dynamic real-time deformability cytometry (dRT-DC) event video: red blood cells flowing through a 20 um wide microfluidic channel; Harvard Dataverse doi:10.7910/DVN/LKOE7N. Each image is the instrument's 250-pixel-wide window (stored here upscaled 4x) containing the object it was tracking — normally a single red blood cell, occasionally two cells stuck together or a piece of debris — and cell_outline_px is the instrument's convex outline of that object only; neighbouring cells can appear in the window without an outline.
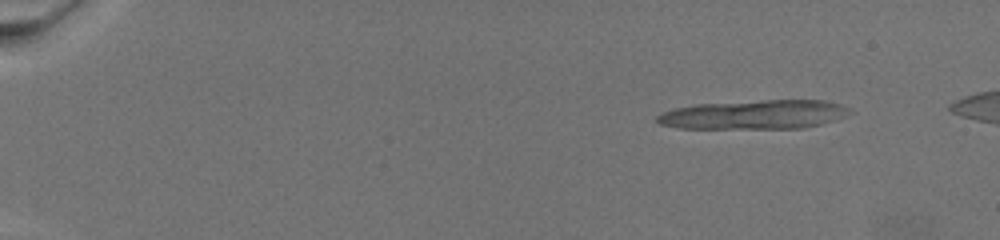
{"species": "common noctule bat (a hibernating species)", "species_latin": "Nyctalus noctula", "temperature_condition": "warm", "stored_images_in_passage": 26, "camera_frame_rate_fps": 3000, "um_per_image_px": 0.085, "animal": {"sex": "female", "body_mass_g": 19.5, "forearm_length_mm": 54.1}, "frame": {"image": 1, "passage_image": 1, "time_ms": 0.0, "image_size_px": [1000, 240], "cell_outline_px": [[852, 112], [832, 120], [800, 128], [680, 128], [660, 124], [656, 120], [656, 116], [664, 112], [676, 108], [700, 104], [768, 100], [820, 100], [836, 104]], "centroid_in_image_um": [64.02, 9.74], "position_along_channel_um": 21.0, "area_um2": 31.67}}